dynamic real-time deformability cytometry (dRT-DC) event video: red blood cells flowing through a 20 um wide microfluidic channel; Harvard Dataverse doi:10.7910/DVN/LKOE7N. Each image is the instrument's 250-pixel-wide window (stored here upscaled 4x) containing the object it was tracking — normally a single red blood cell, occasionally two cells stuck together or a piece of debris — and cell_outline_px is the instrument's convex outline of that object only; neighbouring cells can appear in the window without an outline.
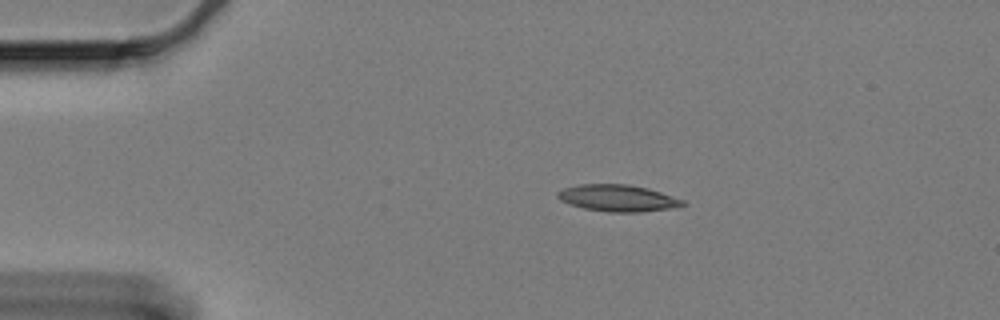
{"species": "Egyptian fruit bat (a non-hibernating species)", "species_latin": "Rousettus aegyptiacus", "temperature_condition": "cold", "stored_images_in_passage": 50, "camera_frame_rate_fps": 3000, "um_per_image_px": 0.085, "animal": {"sex": "female"}, "frame": {"image": 1, "passage_image": 1, "time_ms": 0.0, "image_size_px": [1000, 320], "cell_outline_px": [[688, 204], [672, 208], [640, 212], [608, 212], [584, 208], [568, 204], [560, 200], [556, 196], [556, 192], [564, 188], [580, 184], [628, 184], [648, 188], [684, 200]], "centroid_in_image_um": [52.5, 16.84], "position_along_channel_um": 32.5, "area_um2": 19.54}}
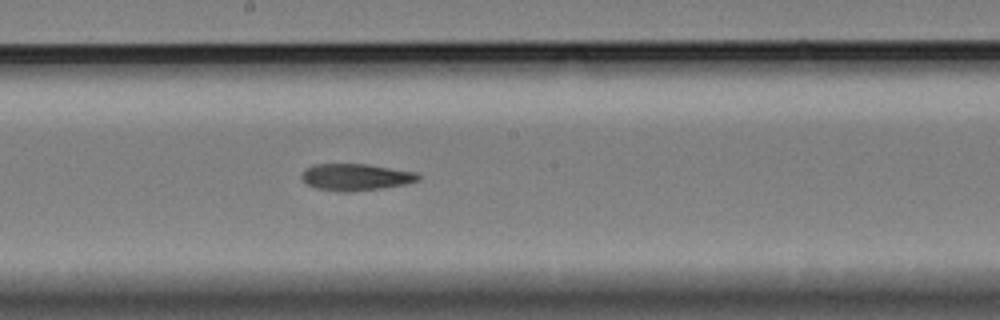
{"frame": {"image": 2, "passage_image": 22, "time_ms": 7.0, "image_size_px": [1000, 320], "cell_outline_px": [[420, 180], [404, 184], [380, 188], [352, 192], [340, 192], [316, 188], [308, 184], [300, 176], [308, 168], [316, 164], [368, 164], [416, 172], [420, 176]], "centroid_in_image_um": [30.26, 15.05], "position_along_channel_um": 217.9, "area_um2": 18.03}}
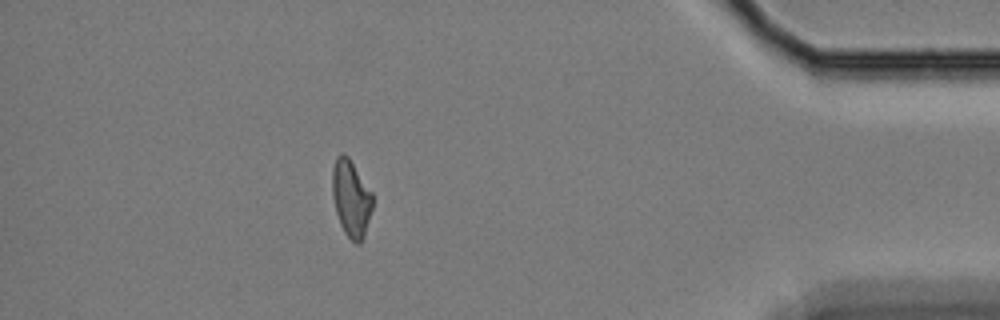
{"frame": {"image": 3, "passage_image": 43, "time_ms": 14.0, "image_size_px": [1000, 320], "cell_outline_px": [[372, 208], [364, 236], [360, 244], [356, 244], [344, 232], [340, 224], [336, 212], [332, 196], [332, 168], [336, 156], [340, 152], [344, 152], [348, 156], [372, 192]], "centroid_in_image_um": [29.82, 16.83], "position_along_channel_um": 405.4, "area_um2": 18.09}, "authors_computed_cell_mechanics": {"area_um2": 18.6694, "velocity_mm_per_s": 3.2983, "shape_relaxation_time_tau1_ms": null, "shape_relaxation_time_tau2_ms": 10.323, "deformation_change_tau1": null, "deformation_change_tau2": 0.2032}}